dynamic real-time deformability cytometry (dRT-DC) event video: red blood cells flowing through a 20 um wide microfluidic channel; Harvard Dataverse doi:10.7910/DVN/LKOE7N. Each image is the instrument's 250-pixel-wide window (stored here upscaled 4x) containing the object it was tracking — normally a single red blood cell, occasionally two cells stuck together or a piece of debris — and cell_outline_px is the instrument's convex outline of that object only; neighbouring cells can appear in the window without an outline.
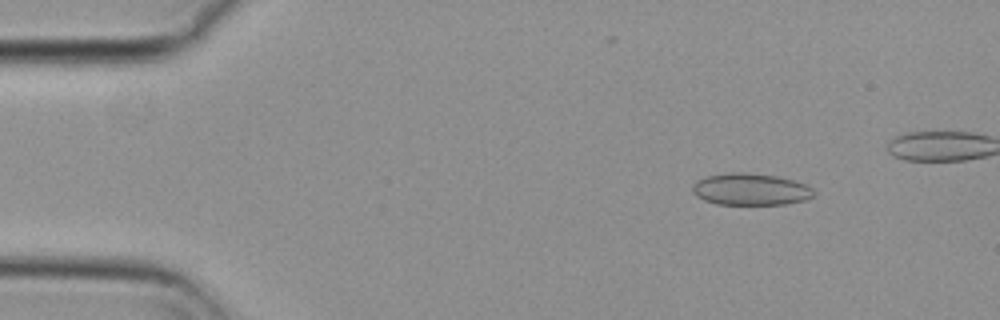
{"species": "common noctule bat (a hibernating species)", "species_latin": "Nyctalus noctula", "temperature_condition": "cold", "stored_images_in_passage": 49, "camera_frame_rate_fps": 3000, "um_per_image_px": 0.085, "animal": {"sex": "female", "body_mass_g": 29.2, "forearm_length_mm": 56.3}, "frame": {"image": 1, "passage_image": 7, "time_ms": 2.0, "image_size_px": [1000, 320], "cell_outline_px": [[816, 192], [812, 196], [804, 200], [784, 204], [716, 204], [704, 200], [696, 196], [692, 192], [692, 184], [696, 180], [708, 176], [732, 172], [744, 172], [776, 176], [792, 180], [804, 184], [812, 188]], "centroid_in_image_um": [63.76, 16.09], "position_along_channel_um": 21.2, "area_um2": 22.43}}
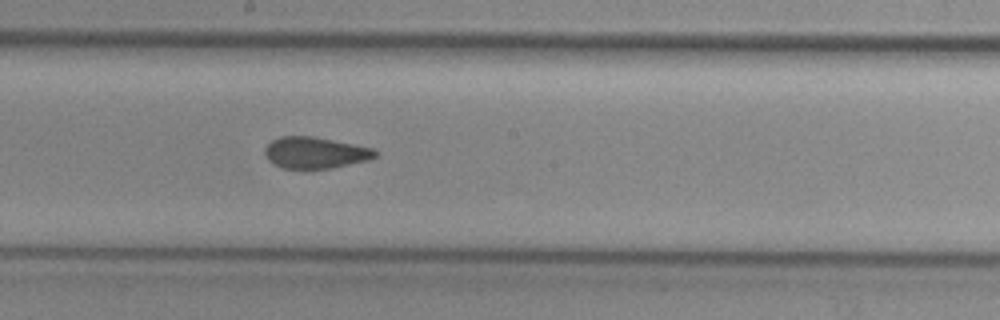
{"frame": {"image": 2, "passage_image": 30, "time_ms": 9.667, "image_size_px": [1000, 320], "cell_outline_px": [[376, 156], [368, 160], [332, 168], [280, 168], [272, 164], [268, 160], [264, 152], [264, 148], [272, 140], [280, 136], [312, 136], [372, 148], [376, 152]], "centroid_in_image_um": [26.73, 12.98], "position_along_channel_um": 221.5, "area_um2": 20.06}}
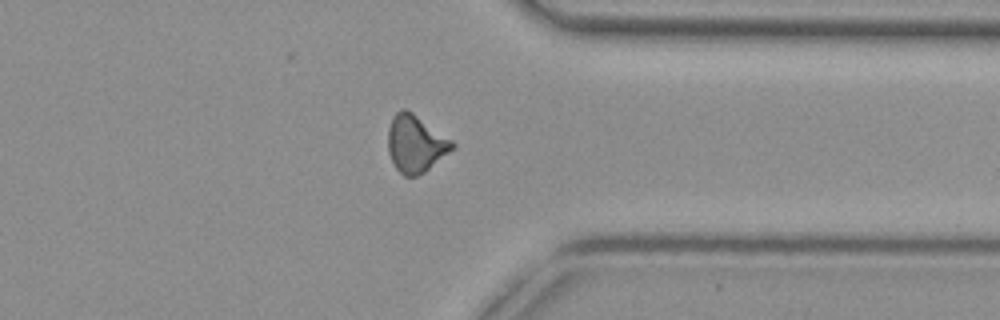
{"frame": {"image": 3, "passage_image": 43, "time_ms": 14.0, "image_size_px": [1000, 320], "cell_outline_px": [[456, 148], [424, 172], [416, 176], [404, 176], [396, 168], [388, 152], [388, 128], [392, 116], [400, 108], [404, 108], [412, 112], [452, 140], [456, 144]], "centroid_in_image_um": [35.33, 12.2], "position_along_channel_um": 376.1, "area_um2": 21.5}}